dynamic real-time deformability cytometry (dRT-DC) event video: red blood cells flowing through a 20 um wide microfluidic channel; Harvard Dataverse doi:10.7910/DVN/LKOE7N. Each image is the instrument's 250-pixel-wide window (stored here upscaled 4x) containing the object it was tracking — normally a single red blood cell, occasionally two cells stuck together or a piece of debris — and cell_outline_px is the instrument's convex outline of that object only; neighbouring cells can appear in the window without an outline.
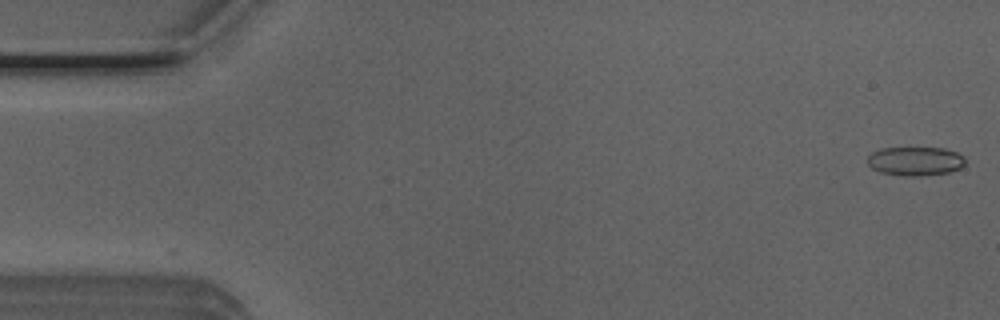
{"species": "Egyptian fruit bat (a non-hibernating species)", "species_latin": "Rousettus aegyptiacus", "temperature_condition": "room temperature", "stored_images_in_passage": 12, "camera_frame_rate_fps": 3000, "um_per_image_px": 0.085, "animal": {"sex": "male"}, "frame": {"image": 1, "passage_image": 1, "time_ms": 0.0, "image_size_px": [1000, 320], "cell_outline_px": [[964, 164], [960, 168], [948, 172], [920, 176], [904, 176], [880, 172], [872, 168], [868, 164], [868, 156], [872, 152], [880, 148], [944, 148], [956, 152], [964, 156]], "centroid_in_image_um": [77.79, 13.69], "position_along_channel_um": 7.2, "area_um2": 16.42}}